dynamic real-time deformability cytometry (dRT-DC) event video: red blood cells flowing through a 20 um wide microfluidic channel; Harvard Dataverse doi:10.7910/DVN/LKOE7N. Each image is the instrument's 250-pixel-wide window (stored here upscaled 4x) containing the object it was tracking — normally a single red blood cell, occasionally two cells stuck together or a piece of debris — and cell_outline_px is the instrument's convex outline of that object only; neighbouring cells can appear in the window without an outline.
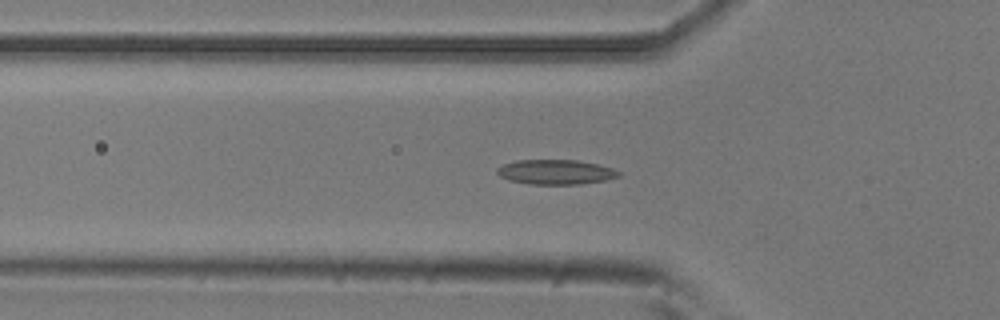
{"species": "common noctule bat (a hibernating species)", "species_latin": "Nyctalus noctula", "temperature_condition": "room temperature", "stored_images_in_passage": 48, "camera_frame_rate_fps": 3000, "um_per_image_px": 0.085, "animal": {"sex": "male", "body_mass_g": 20.5, "forearm_length_mm": 52.5}, "frame": {"image": 1, "passage_image": 11, "time_ms": 3.333, "image_size_px": [1000, 320], "cell_outline_px": [[620, 176], [604, 180], [580, 184], [532, 184], [508, 180], [500, 176], [496, 172], [496, 168], [504, 164], [516, 160], [576, 160], [596, 164], [612, 168], [620, 172]], "centroid_in_image_um": [47.2, 14.62], "position_along_channel_um": 78.6, "area_um2": 17.4}}
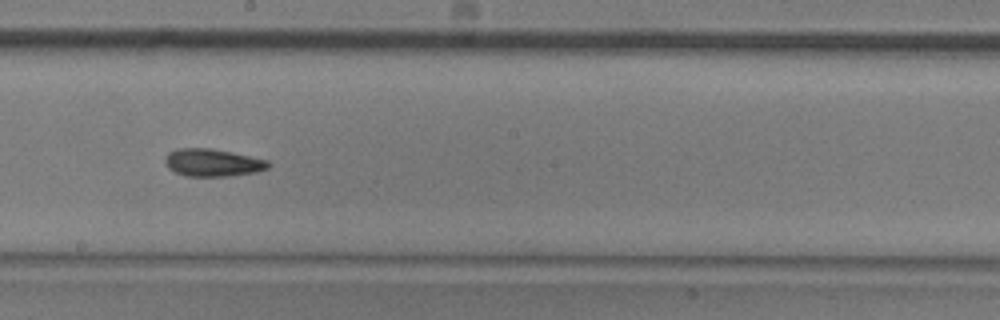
{"frame": {"image": 2, "passage_image": 23, "time_ms": 7.333, "image_size_px": [1000, 320], "cell_outline_px": [[272, 164], [268, 168], [256, 172], [232, 176], [184, 176], [168, 168], [164, 160], [168, 152], [176, 148], [208, 148], [232, 152], [268, 160]], "centroid_in_image_um": [18.08, 13.82], "position_along_channel_um": 230.1, "area_um2": 16.7}}
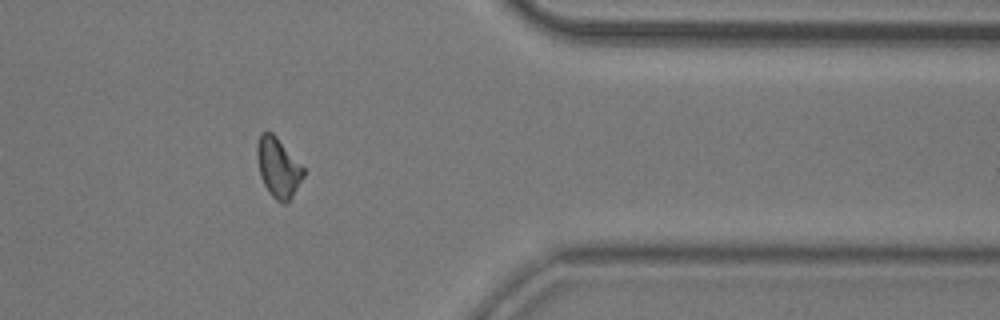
{"frame": {"image": 3, "passage_image": 37, "time_ms": 12.0, "image_size_px": [1000, 320], "cell_outline_px": [[304, 176], [292, 196], [284, 204], [276, 200], [268, 192], [260, 176], [256, 156], [256, 144], [260, 132], [272, 132], [276, 136], [304, 168]], "centroid_in_image_um": [23.61, 14.22], "position_along_channel_um": 387.8, "area_um2": 16.07}, "authors_computed_cell_mechanics": {"area_um2": 16.184, "velocity_mm_per_s": 3.7558, "shape_relaxation_time_tau1_ms": null, "shape_relaxation_time_tau2_ms": 6.5972, "deformation_change_tau1": null, "deformation_change_tau2": 0.1435}}